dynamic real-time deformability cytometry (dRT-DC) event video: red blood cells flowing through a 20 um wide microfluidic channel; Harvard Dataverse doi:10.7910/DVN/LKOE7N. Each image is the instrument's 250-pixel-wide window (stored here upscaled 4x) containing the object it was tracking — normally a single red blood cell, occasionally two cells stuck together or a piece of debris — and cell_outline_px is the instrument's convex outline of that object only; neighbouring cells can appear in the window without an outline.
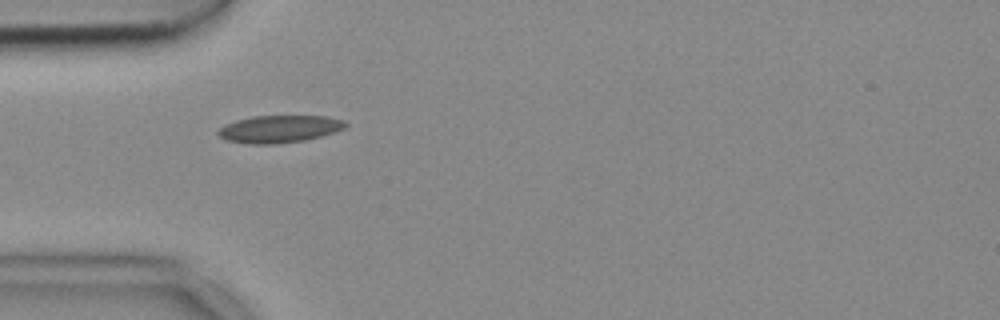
{"species": "common noctule bat (a hibernating species)", "species_latin": "Nyctalus noctula", "temperature_condition": "cold", "stored_images_in_passage": 7, "camera_frame_rate_fps": 3000, "um_per_image_px": 0.085, "animal": {"sex": "female", "body_mass_g": 18.4}, "frame": {"image": 1, "passage_image": 1, "time_ms": 0.0, "image_size_px": [1000, 320], "cell_outline_px": [[348, 124], [344, 128], [320, 136], [304, 140], [276, 144], [248, 144], [224, 140], [216, 132], [224, 124], [236, 120], [252, 116], [328, 116], [344, 120]], "centroid_in_image_um": [23.7, 10.96], "position_along_channel_um": 61.3, "area_um2": 20.35}}